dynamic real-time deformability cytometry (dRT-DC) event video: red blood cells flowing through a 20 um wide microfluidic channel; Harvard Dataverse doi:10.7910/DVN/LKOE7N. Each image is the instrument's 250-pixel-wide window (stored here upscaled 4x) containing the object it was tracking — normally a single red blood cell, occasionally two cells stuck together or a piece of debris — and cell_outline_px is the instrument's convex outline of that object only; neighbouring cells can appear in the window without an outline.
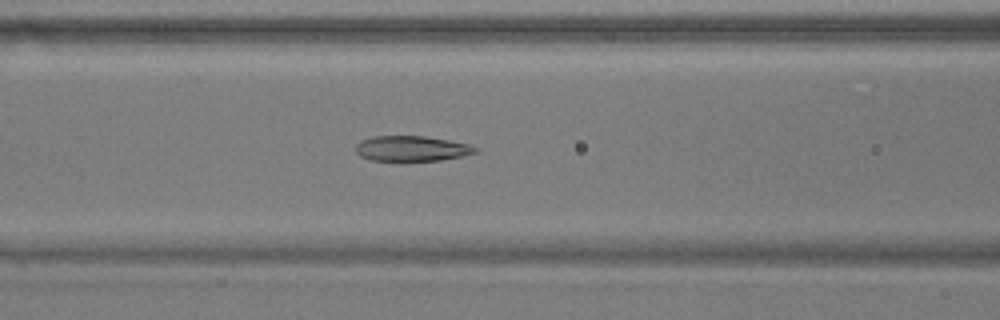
{"species": "common noctule bat (a hibernating species)", "species_latin": "Nyctalus noctula", "temperature_condition": "warm", "stored_images_in_passage": 24, "camera_frame_rate_fps": 3000, "um_per_image_px": 0.085, "animal": {"sex": "male", "body_mass_g": 17.9}, "frame": {"image": 1, "passage_image": 10, "time_ms": 3.0, "image_size_px": [1000, 320], "cell_outline_px": [[476, 152], [460, 156], [440, 160], [400, 164], [368, 160], [360, 156], [356, 152], [356, 144], [360, 140], [372, 136], [424, 136], [448, 140], [468, 144], [476, 148]], "centroid_in_image_um": [34.88, 12.68], "position_along_channel_um": 131.7, "area_um2": 18.44}}
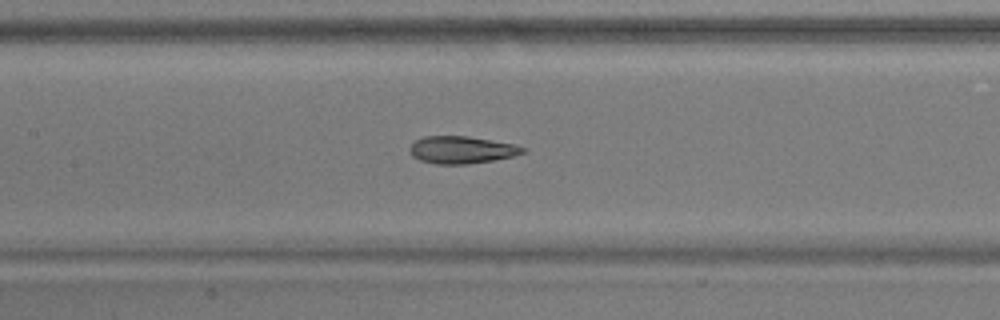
{"frame": {"image": 2, "passage_image": 13, "time_ms": 4.0, "image_size_px": [1000, 320], "cell_outline_px": [[528, 148], [524, 152], [512, 156], [492, 160], [464, 164], [436, 164], [420, 160], [412, 156], [408, 148], [416, 140], [424, 136], [468, 136], [512, 144]], "centroid_in_image_um": [39.2, 12.73], "position_along_channel_um": 168.2, "area_um2": 17.8}}